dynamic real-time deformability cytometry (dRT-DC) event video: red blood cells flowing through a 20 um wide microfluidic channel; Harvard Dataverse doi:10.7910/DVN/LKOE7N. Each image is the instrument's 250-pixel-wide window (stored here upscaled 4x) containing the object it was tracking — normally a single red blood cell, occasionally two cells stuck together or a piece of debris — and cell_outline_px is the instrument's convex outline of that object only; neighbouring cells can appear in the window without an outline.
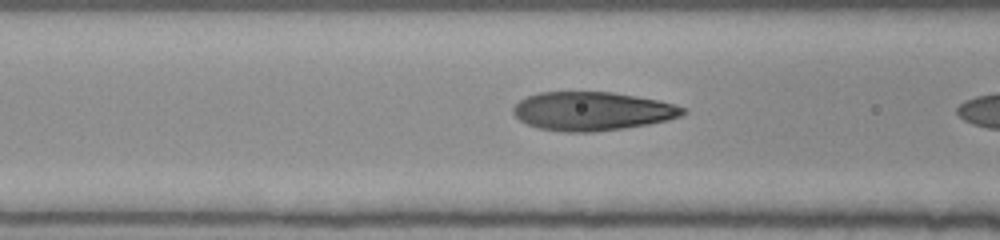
{"species": "human", "species_latin": "Homo sapiens", "temperature_condition": "room temperature", "stored_images_in_passage": 19, "camera_frame_rate_fps": 3000, "um_per_image_px": 0.085, "donor": {"sex": "female"}, "frame": {"image": 1, "passage_image": 18, "time_ms": 5.667, "image_size_px": [1000, 240], "cell_outline_px": [[688, 112], [680, 116], [668, 120], [648, 124], [624, 128], [592, 132], [564, 132], [540, 128], [528, 124], [520, 120], [512, 112], [512, 108], [520, 100], [528, 96], [540, 92], [612, 92], [636, 96], [656, 100], [672, 104], [684, 108]], "centroid_in_image_um": [50.33, 9.45], "position_along_channel_um": 116.3, "area_um2": 37.97}}